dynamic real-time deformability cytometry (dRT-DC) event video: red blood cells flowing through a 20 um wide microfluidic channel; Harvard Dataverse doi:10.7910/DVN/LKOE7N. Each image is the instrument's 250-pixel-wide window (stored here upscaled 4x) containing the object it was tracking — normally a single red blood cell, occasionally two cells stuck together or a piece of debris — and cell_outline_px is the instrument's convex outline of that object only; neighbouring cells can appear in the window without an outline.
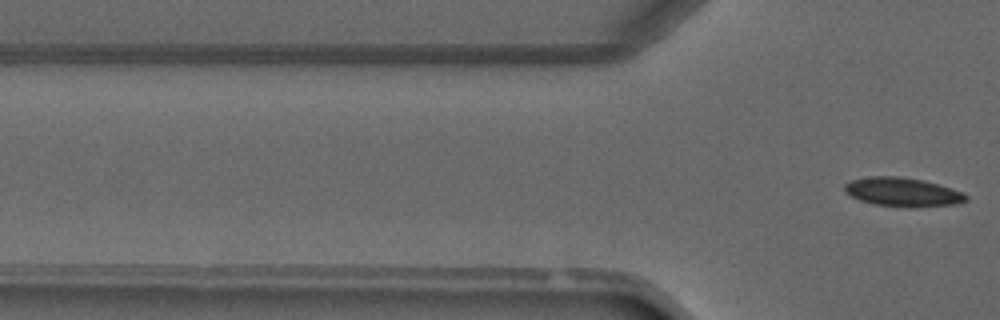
{"species": "common noctule bat (a hibernating species)", "species_latin": "Nyctalus noctula", "temperature_condition": "warm", "stored_images_in_passage": 3, "camera_frame_rate_fps": 3000, "um_per_image_px": 0.085, "animal": {"sex": "male", "forearm_length_mm": 52.5}, "frame": {"image": 1, "passage_image": 3, "time_ms": 2.333, "image_size_px": [1000, 320], "cell_outline_px": [[968, 200], [956, 204], [916, 208], [908, 208], [876, 204], [860, 200], [852, 196], [844, 188], [844, 184], [852, 180], [872, 176], [896, 176], [924, 180], [952, 188], [968, 196]], "centroid_in_image_um": [76.77, 16.33], "position_along_channel_um": 49.0, "area_um2": 20.4}}